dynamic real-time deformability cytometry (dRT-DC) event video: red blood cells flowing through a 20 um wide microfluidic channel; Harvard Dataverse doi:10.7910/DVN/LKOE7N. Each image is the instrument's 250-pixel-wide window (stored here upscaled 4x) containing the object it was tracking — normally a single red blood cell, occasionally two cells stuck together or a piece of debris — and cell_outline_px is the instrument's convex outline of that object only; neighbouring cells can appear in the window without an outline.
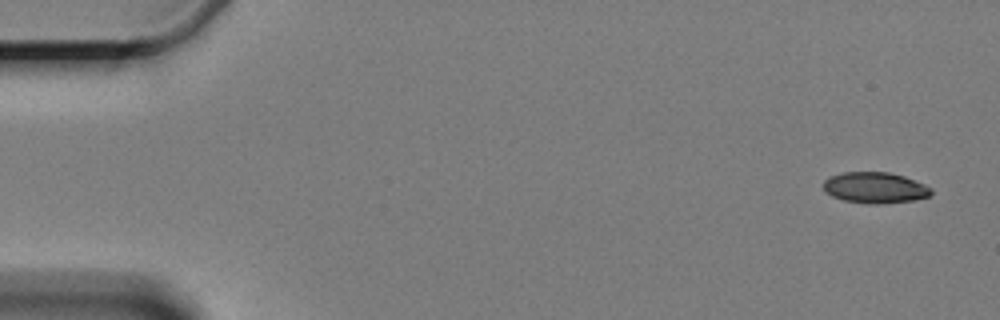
{"species": "Egyptian fruit bat (a non-hibernating species)", "species_latin": "Rousettus aegyptiacus", "temperature_condition": "cold", "stored_images_in_passage": 3, "camera_frame_rate_fps": 3000, "um_per_image_px": 0.085, "animal": {"sex": "female"}, "frame": {"image": 1, "passage_image": 1, "time_ms": 0.0, "image_size_px": [1000, 320], "cell_outline_px": [[932, 192], [928, 196], [916, 200], [876, 204], [868, 204], [844, 200], [832, 196], [824, 192], [824, 180], [832, 176], [844, 172], [888, 172], [904, 176], [924, 184], [932, 188]], "centroid_in_image_um": [74.38, 15.96], "position_along_channel_um": 10.6, "area_um2": 19.42}}